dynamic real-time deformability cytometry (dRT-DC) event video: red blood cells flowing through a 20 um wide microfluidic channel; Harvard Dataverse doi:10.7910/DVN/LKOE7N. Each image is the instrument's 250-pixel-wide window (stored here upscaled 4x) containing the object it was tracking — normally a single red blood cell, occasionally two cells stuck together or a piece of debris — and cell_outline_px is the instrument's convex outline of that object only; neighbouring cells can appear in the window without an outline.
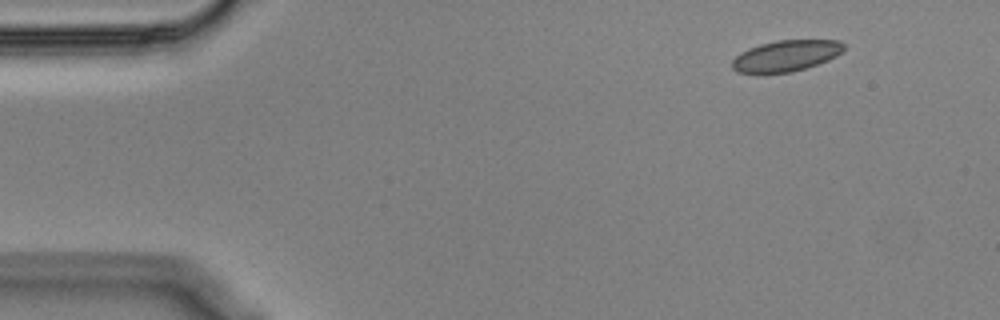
{"species": "Egyptian fruit bat (a non-hibernating species)", "species_latin": "Rousettus aegyptiacus", "temperature_condition": "cold", "stored_images_in_passage": 51, "camera_frame_rate_fps": 3000, "um_per_image_px": 0.085, "animal": {"sex": "male"}, "frame": {"image": 1, "passage_image": 1, "time_ms": 0.0, "image_size_px": [1000, 320], "cell_outline_px": [[844, 48], [836, 56], [828, 60], [792, 72], [764, 76], [756, 76], [736, 72], [732, 68], [732, 60], [740, 52], [748, 48], [760, 44], [776, 40], [840, 40], [844, 44]], "centroid_in_image_um": [66.71, 4.79], "position_along_channel_um": 18.3, "area_um2": 20.92}}
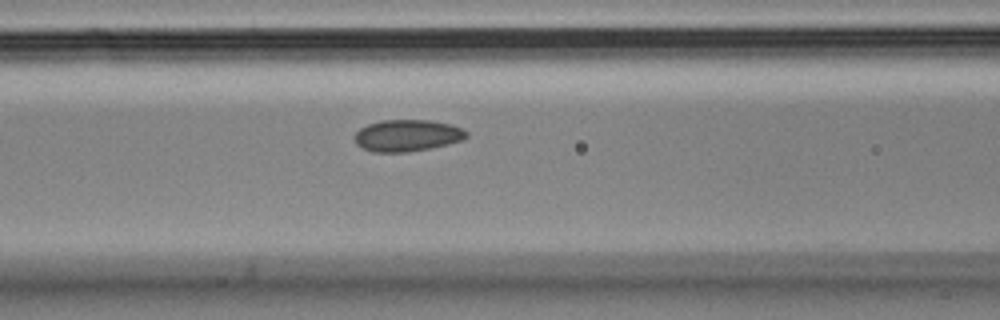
{"frame": {"image": 2, "passage_image": 18, "time_ms": 5.667, "image_size_px": [1000, 320], "cell_outline_px": [[468, 136], [460, 140], [448, 144], [432, 148], [408, 152], [372, 152], [356, 144], [356, 132], [360, 128], [368, 124], [380, 120], [428, 120], [452, 124], [468, 132]], "centroid_in_image_um": [34.62, 11.52], "position_along_channel_um": 132.0, "area_um2": 20.63}}
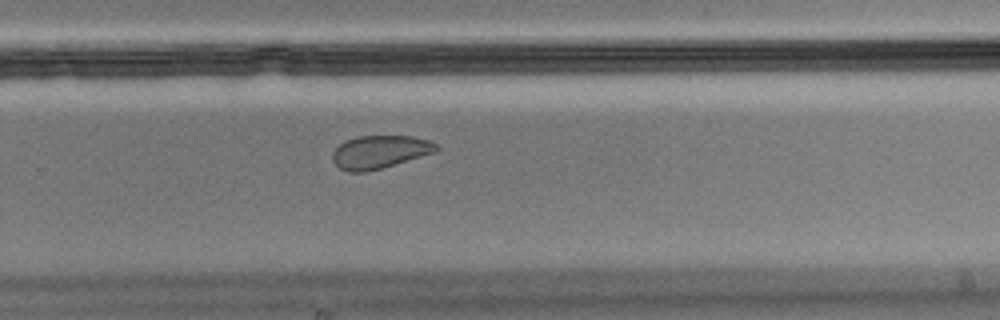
{"frame": {"image": 3, "passage_image": 32, "time_ms": 10.333, "image_size_px": [1000, 320], "cell_outline_px": [[440, 148], [436, 152], [380, 168], [364, 172], [348, 172], [340, 168], [332, 160], [332, 152], [344, 140], [356, 136], [412, 136], [428, 140], [436, 144]], "centroid_in_image_um": [32.26, 12.9], "position_along_channel_um": 297.5, "area_um2": 19.88}, "authors_computed_cell_mechanics": {"area_um2": 20.9814, "velocity_mm_per_s": 3.5557, "shape_relaxation_time_tau1_ms": 11.0453, "shape_relaxation_time_tau2_ms": 2.9549, "deformation_change_tau1": 0.1377, "deformation_change_tau2": 0.0734}}